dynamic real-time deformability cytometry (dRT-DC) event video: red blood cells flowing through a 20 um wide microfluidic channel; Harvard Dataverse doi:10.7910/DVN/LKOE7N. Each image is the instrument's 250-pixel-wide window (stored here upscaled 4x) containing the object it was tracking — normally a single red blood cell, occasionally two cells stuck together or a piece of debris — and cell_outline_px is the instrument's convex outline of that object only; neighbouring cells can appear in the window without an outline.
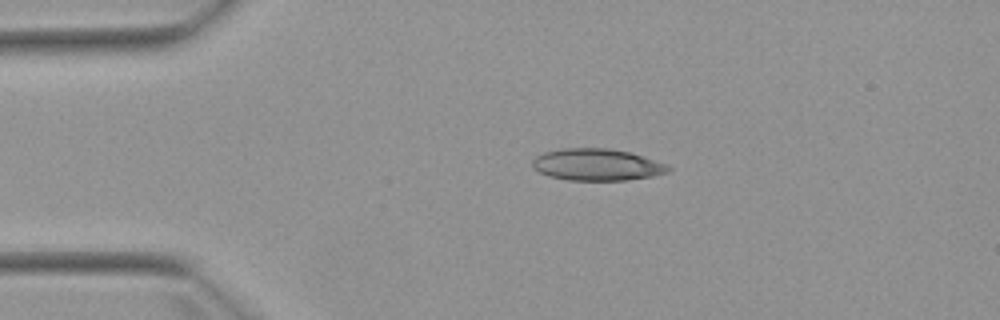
{"species": "Egyptian fruit bat (a non-hibernating species)", "species_latin": "Rousettus aegyptiacus", "temperature_condition": "warm", "stored_images_in_passage": 3, "camera_frame_rate_fps": 3000, "um_per_image_px": 0.085, "animal": {"sex": "female"}, "frame": {"image": 1, "passage_image": 2, "time_ms": 1.333, "image_size_px": [1000, 320], "cell_outline_px": [[672, 168], [668, 172], [652, 176], [628, 180], [568, 180], [548, 176], [540, 172], [532, 164], [532, 160], [536, 156], [544, 152], [564, 148], [608, 148], [628, 152], [664, 164]], "centroid_in_image_um": [50.7, 14.0], "position_along_channel_um": 34.3, "area_um2": 24.85}}